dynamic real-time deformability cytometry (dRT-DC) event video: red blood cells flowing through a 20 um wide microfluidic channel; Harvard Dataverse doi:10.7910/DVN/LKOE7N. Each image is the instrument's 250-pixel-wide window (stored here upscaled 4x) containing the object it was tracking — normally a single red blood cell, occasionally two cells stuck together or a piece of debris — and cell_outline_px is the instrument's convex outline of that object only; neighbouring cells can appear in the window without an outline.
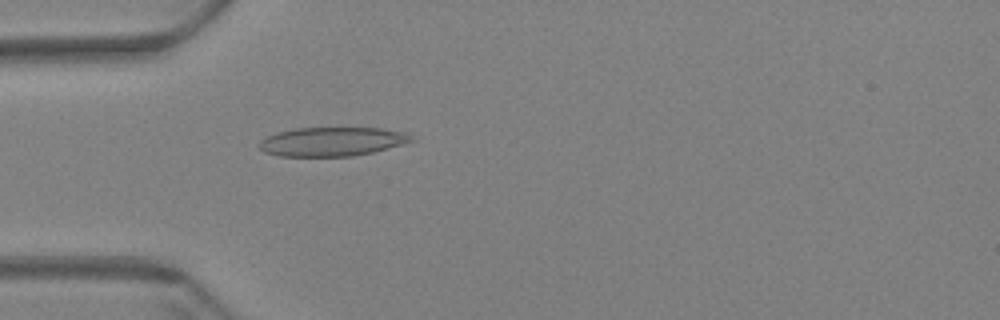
{"species": "Egyptian fruit bat (a non-hibernating species)", "species_latin": "Rousettus aegyptiacus", "temperature_condition": "warm", "stored_images_in_passage": 59, "camera_frame_rate_fps": 3000, "um_per_image_px": 0.085, "animal": {"sex": "female"}, "frame": {"image": 1, "passage_image": 18, "time_ms": 5.667, "image_size_px": [1000, 320], "cell_outline_px": [[412, 140], [400, 144], [372, 152], [352, 156], [280, 156], [264, 152], [260, 148], [260, 140], [276, 132], [296, 128], [380, 128], [408, 132], [412, 136]], "centroid_in_image_um": [28.2, 12.03], "position_along_channel_um": 56.8, "area_um2": 25.43}}
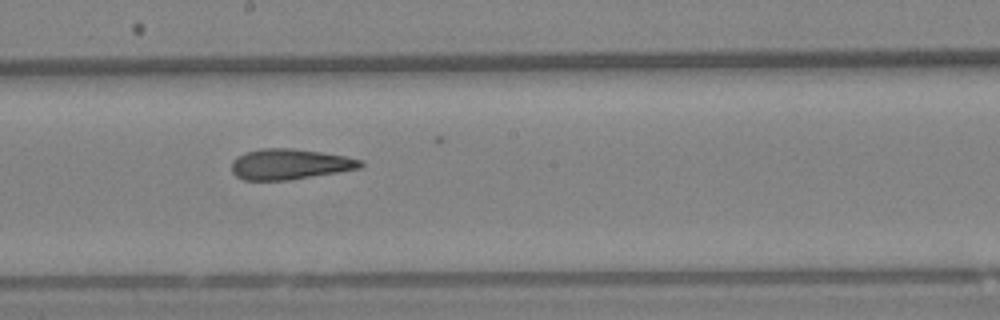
{"frame": {"image": 2, "passage_image": 33, "time_ms": 10.667, "image_size_px": [1000, 320], "cell_outline_px": [[364, 164], [360, 168], [288, 180], [244, 180], [236, 176], [232, 172], [232, 160], [236, 156], [260, 148], [292, 148], [320, 152], [344, 156], [364, 160]], "centroid_in_image_um": [24.61, 13.95], "position_along_channel_um": 223.6, "area_um2": 22.83}}
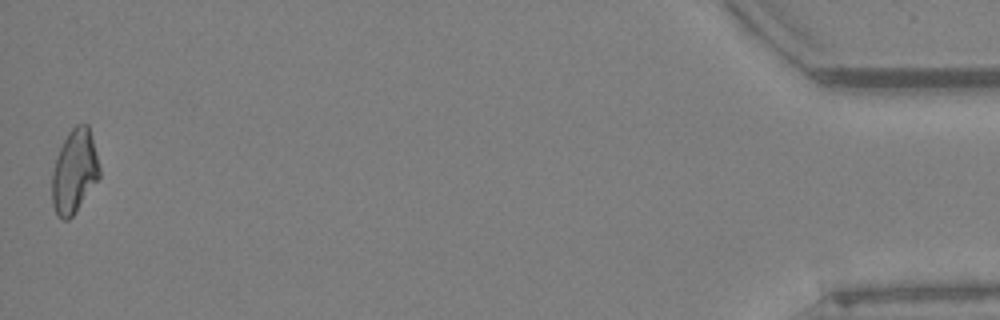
{"frame": {"image": 3, "passage_image": 59, "time_ms": 19.333, "image_size_px": [1000, 320], "cell_outline_px": [[100, 176], [76, 212], [68, 220], [64, 220], [56, 216], [52, 204], [52, 172], [60, 148], [68, 132], [76, 124], [88, 124], [100, 168]], "centroid_in_image_um": [6.31, 14.6], "position_along_channel_um": 428.9, "area_um2": 23.0}, "authors_computed_cell_mechanics": {"area_um2": 23.5824, "velocity_mm_per_s": 3.446, "shape_relaxation_time_tau1_ms": null, "shape_relaxation_time_tau2_ms": 4.0265, "deformation_change_tau1": null, "deformation_change_tau2": 0.12}}